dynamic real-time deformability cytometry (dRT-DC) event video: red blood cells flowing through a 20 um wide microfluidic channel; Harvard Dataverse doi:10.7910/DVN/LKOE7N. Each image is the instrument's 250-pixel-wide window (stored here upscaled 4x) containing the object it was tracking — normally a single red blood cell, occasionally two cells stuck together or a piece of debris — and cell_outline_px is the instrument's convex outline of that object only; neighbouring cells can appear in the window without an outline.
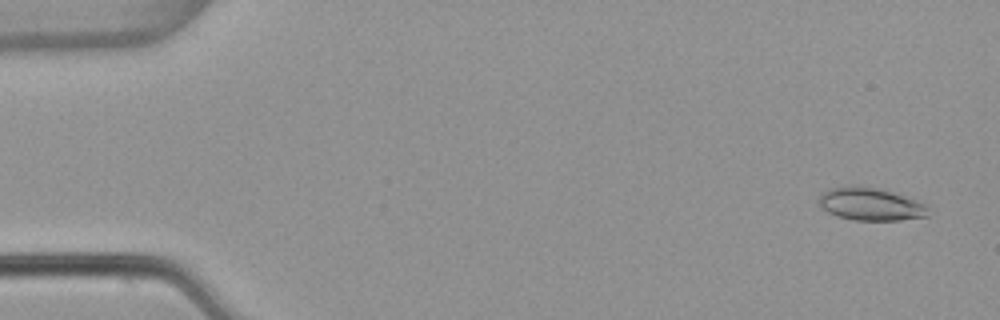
{"species": "common noctule bat (a hibernating species)", "species_latin": "Nyctalus noctula", "temperature_condition": "warm", "stored_images_in_passage": 54, "camera_frame_rate_fps": 3000, "um_per_image_px": 0.085, "animal": {"sex": "female", "body_mass_g": 22.7, "forearm_length_mm": 54.2}, "frame": {"image": 1, "passage_image": 3, "time_ms": 0.667, "image_size_px": [1000, 320], "cell_outline_px": [[928, 216], [900, 220], [852, 220], [836, 216], [820, 208], [820, 192], [828, 188], [856, 184], [880, 188], [928, 204]], "centroid_in_image_um": [73.97, 17.33], "position_along_channel_um": 11.0, "area_um2": 21.27}}
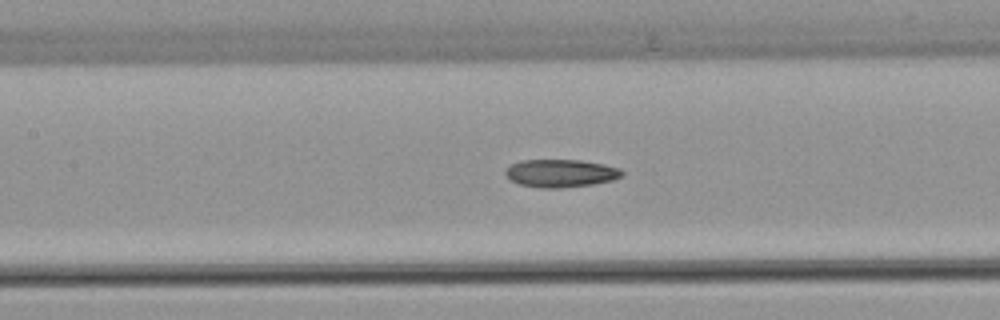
{"frame": {"image": 2, "passage_image": 25, "time_ms": 8.0, "image_size_px": [1000, 320], "cell_outline_px": [[624, 176], [612, 180], [592, 184], [560, 188], [540, 188], [516, 184], [508, 180], [504, 176], [504, 172], [512, 164], [520, 160], [580, 160], [604, 164], [620, 168], [624, 172]], "centroid_in_image_um": [47.63, 14.73], "position_along_channel_um": 159.8, "area_um2": 19.19}}
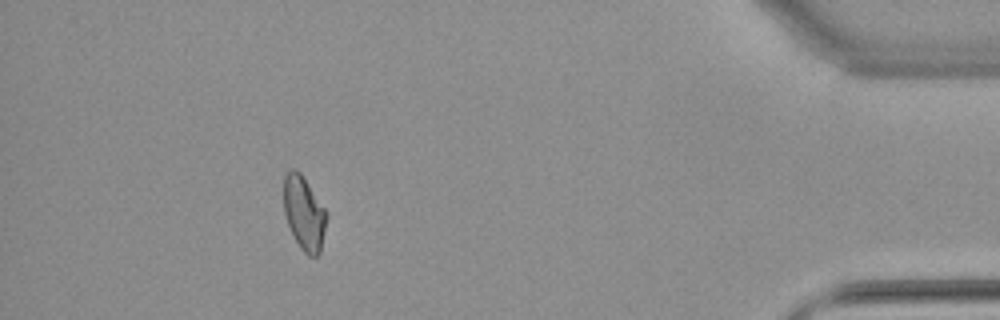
{"frame": {"image": 3, "passage_image": 49, "time_ms": 16.0, "image_size_px": [1000, 320], "cell_outline_px": [[328, 216], [320, 252], [316, 256], [308, 256], [300, 248], [288, 224], [284, 212], [284, 176], [292, 168], [296, 168], [300, 172], [328, 212]], "centroid_in_image_um": [25.86, 18.11], "position_along_channel_um": 409.3, "area_um2": 18.44}, "authors_computed_cell_mechanics": {"area_um2": 19.0162, "velocity_mm_per_s": 3.8305, "shape_relaxation_time_tau1_ms": 10.8047, "shape_relaxation_time_tau2_ms": 5.4801, "deformation_change_tau1": 0.2199, "deformation_change_tau2": 0.1267}}